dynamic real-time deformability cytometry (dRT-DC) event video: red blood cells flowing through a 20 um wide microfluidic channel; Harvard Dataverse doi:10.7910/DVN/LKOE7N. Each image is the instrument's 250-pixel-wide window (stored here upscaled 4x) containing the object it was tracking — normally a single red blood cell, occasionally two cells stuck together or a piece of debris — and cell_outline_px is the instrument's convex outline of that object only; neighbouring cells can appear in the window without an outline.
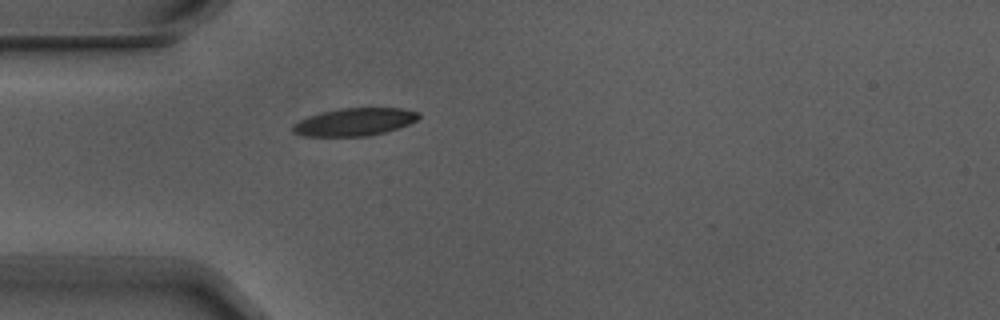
{"species": "Egyptian fruit bat (a non-hibernating species)", "species_latin": "Rousettus aegyptiacus", "temperature_condition": "warm", "stored_images_in_passage": 3, "camera_frame_rate_fps": 3000, "um_per_image_px": 0.085, "animal": {"sex": "male"}, "frame": {"image": 1, "passage_image": 3, "time_ms": 0.667, "image_size_px": [1000, 320], "cell_outline_px": [[420, 116], [416, 120], [408, 124], [384, 132], [368, 136], [304, 136], [292, 132], [292, 124], [308, 116], [340, 108], [400, 108], [420, 112]], "centroid_in_image_um": [30.12, 10.36], "position_along_channel_um": 54.9, "area_um2": 20.17}}